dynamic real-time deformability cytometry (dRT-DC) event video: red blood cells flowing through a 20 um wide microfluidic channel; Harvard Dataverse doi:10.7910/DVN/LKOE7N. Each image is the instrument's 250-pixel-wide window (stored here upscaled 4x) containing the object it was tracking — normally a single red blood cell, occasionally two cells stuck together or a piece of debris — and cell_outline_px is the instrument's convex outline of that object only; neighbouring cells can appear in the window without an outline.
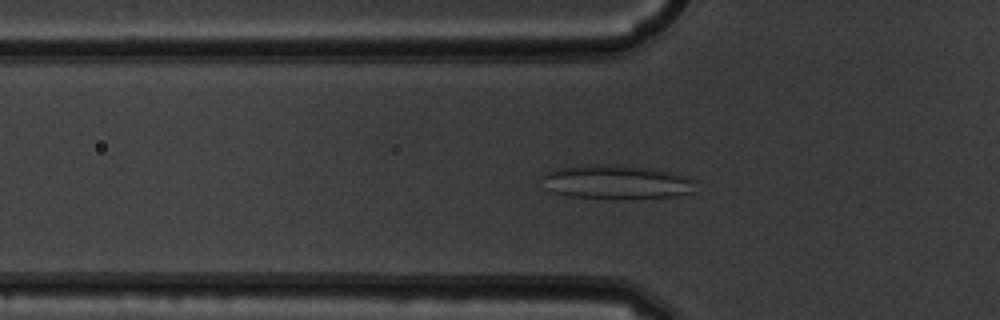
{"species": "common noctule bat (a hibernating species)", "species_latin": "Nyctalus noctula", "temperature_condition": "warm", "stored_images_in_passage": 44, "camera_frame_rate_fps": 3000, "um_per_image_px": 0.085, "animal": {"sex": "male", "body_mass_g": 19.5, "forearm_length_mm": 54.6}, "frame": {"image": 1, "passage_image": 9, "time_ms": 2.667, "image_size_px": [1000, 320], "cell_outline_px": [[696, 192], [676, 196], [572, 196], [552, 192], [544, 188], [540, 176], [552, 168], [580, 164], [616, 164], [652, 168], [668, 172], [696, 180]], "centroid_in_image_um": [52.32, 15.41], "position_along_channel_um": 73.5, "area_um2": 30.0}}
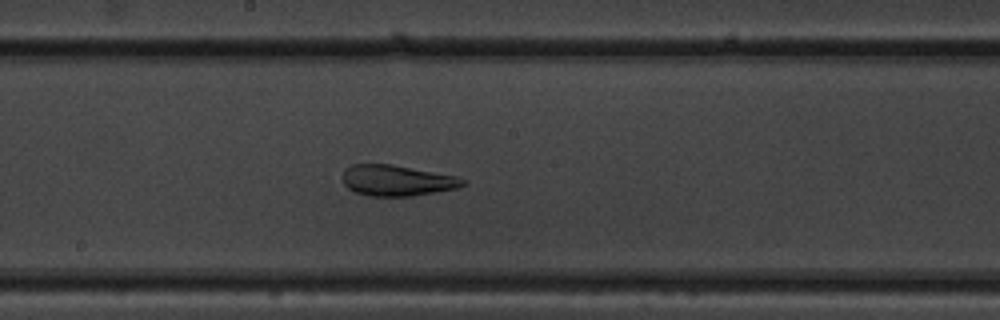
{"frame": {"image": 2, "passage_image": 20, "time_ms": 6.333, "image_size_px": [1000, 320], "cell_outline_px": [[468, 180], [464, 184], [456, 188], [412, 196], [368, 196], [356, 192], [348, 188], [344, 184], [344, 168], [352, 164], [392, 164], [456, 176]], "centroid_in_image_um": [33.73, 15.33], "position_along_channel_um": 214.5, "area_um2": 21.5}}
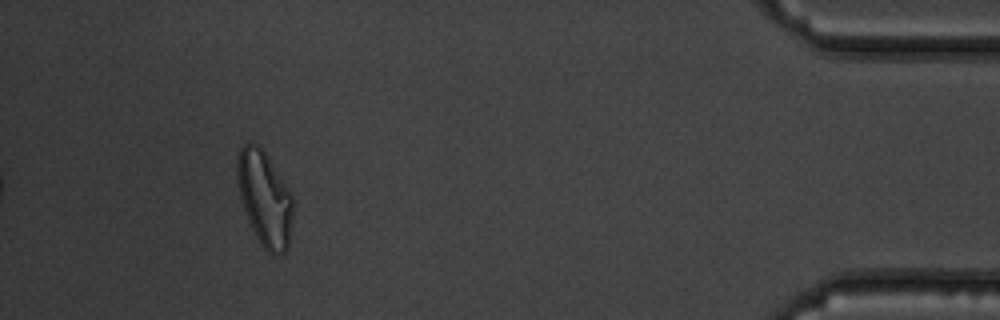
{"frame": {"image": 3, "passage_image": 40, "time_ms": 13.0, "image_size_px": [1000, 320], "cell_outline_px": [[292, 224], [288, 248], [284, 252], [272, 256], [260, 244], [248, 220], [240, 196], [236, 180], [236, 160], [240, 148], [244, 144], [256, 144], [264, 152], [288, 188], [292, 196]], "centroid_in_image_um": [22.48, 16.91], "position_along_channel_um": 412.7, "area_um2": 30.58}, "authors_computed_cell_mechanics": {"area_um2": 25.2586, "velocity_mm_per_s": 3.8344, "shape_relaxation_time_tau1_ms": 8.2011, "shape_relaxation_time_tau2_ms": 1.8452, "deformation_change_tau1": 0.2077, "deformation_change_tau2": 0.1011}}